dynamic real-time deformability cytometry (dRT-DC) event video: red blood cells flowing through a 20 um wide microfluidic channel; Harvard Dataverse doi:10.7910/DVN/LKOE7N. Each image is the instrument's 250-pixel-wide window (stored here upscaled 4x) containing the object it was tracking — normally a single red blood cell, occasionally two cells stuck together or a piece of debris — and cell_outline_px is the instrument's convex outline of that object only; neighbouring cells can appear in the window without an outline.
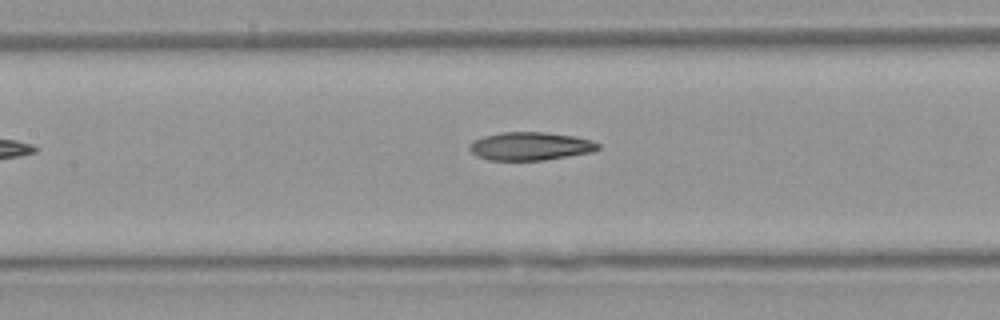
{"species": "Egyptian fruit bat (a non-hibernating species)", "species_latin": "Rousettus aegyptiacus", "temperature_condition": "warm", "stored_images_in_passage": 7, "camera_frame_rate_fps": 3000, "um_per_image_px": 0.085, "animal": {"sex": "female"}, "frame": {"image": 1, "passage_image": 6, "time_ms": 6.0, "image_size_px": [1000, 320], "cell_outline_px": [[600, 148], [592, 152], [544, 160], [488, 160], [476, 156], [468, 148], [468, 144], [472, 140], [484, 136], [504, 132], [544, 132], [572, 136], [592, 140], [600, 144]], "centroid_in_image_um": [45.05, 12.43], "position_along_channel_um": 162.4, "area_um2": 21.15}}